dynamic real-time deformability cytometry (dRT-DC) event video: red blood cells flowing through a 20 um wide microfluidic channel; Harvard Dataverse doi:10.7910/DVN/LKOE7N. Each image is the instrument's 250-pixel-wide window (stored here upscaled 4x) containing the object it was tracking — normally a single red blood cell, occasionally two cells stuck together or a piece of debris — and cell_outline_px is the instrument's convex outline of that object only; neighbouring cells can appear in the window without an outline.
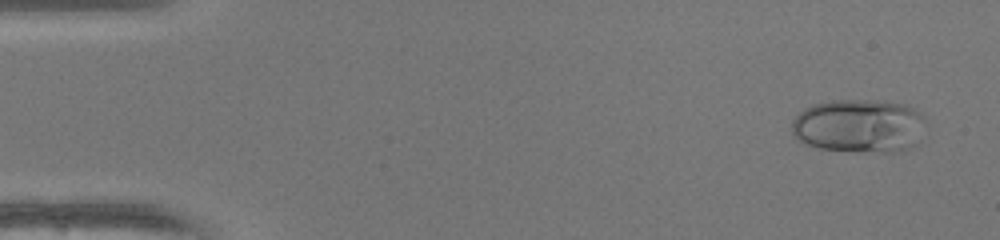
{"species": "human", "species_latin": "Homo sapiens", "temperature_condition": "warm", "stored_images_in_passage": 50, "camera_frame_rate_fps": 3000, "um_per_image_px": 0.085, "donor": {"sex": "female"}, "frame": {"image": 1, "passage_image": 3, "time_ms": 0.667, "image_size_px": [1000, 240], "cell_outline_px": [[924, 120], [912, 144], [908, 148], [896, 152], [880, 152], [820, 148], [808, 144], [800, 140], [792, 132], [792, 120], [804, 108], [812, 104], [832, 100], [876, 100], [904, 104], [920, 112], [924, 116]], "centroid_in_image_um": [72.96, 10.67], "position_along_channel_um": 12.0, "area_um2": 41.04}}
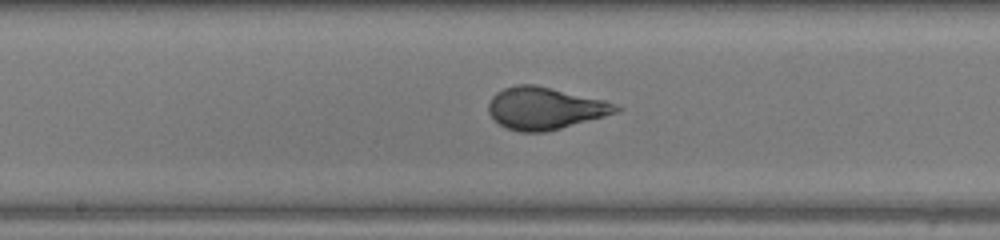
{"frame": {"image": 2, "passage_image": 26, "time_ms": 8.333, "image_size_px": [1000, 240], "cell_outline_px": [[624, 108], [620, 112], [560, 128], [544, 132], [520, 132], [508, 128], [500, 124], [488, 112], [488, 104], [492, 96], [496, 92], [504, 88], [516, 84], [536, 84], [604, 100], [616, 104]], "centroid_in_image_um": [46.34, 9.19], "position_along_channel_um": 201.9, "area_um2": 31.33}}
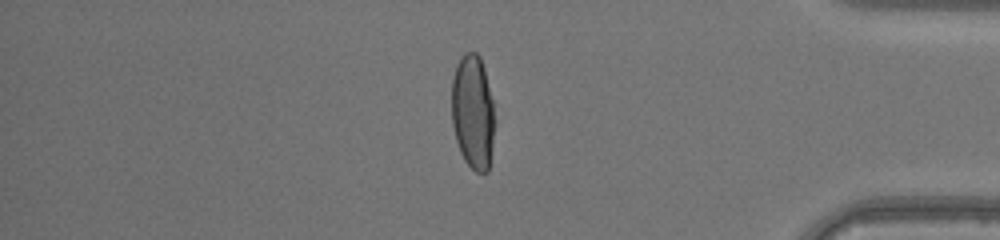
{"frame": {"image": 3, "passage_image": 42, "time_ms": 13.667, "image_size_px": [1000, 240], "cell_outline_px": [[496, 124], [488, 172], [476, 172], [464, 160], [460, 152], [456, 140], [452, 124], [452, 76], [456, 64], [460, 56], [464, 52], [476, 52], [480, 56], [484, 68], [492, 100]], "centroid_in_image_um": [40.2, 9.51], "position_along_channel_um": 395.0, "area_um2": 29.13}, "authors_computed_cell_mechanics": {"area_um2": 31.2987, "velocity_mm_per_s": 4.1954, "shape_relaxation_time_tau1_ms": 5.9086, "shape_relaxation_time_tau2_ms": null, "deformation_change_tau1": 0.2597, "deformation_change_tau2": null}}